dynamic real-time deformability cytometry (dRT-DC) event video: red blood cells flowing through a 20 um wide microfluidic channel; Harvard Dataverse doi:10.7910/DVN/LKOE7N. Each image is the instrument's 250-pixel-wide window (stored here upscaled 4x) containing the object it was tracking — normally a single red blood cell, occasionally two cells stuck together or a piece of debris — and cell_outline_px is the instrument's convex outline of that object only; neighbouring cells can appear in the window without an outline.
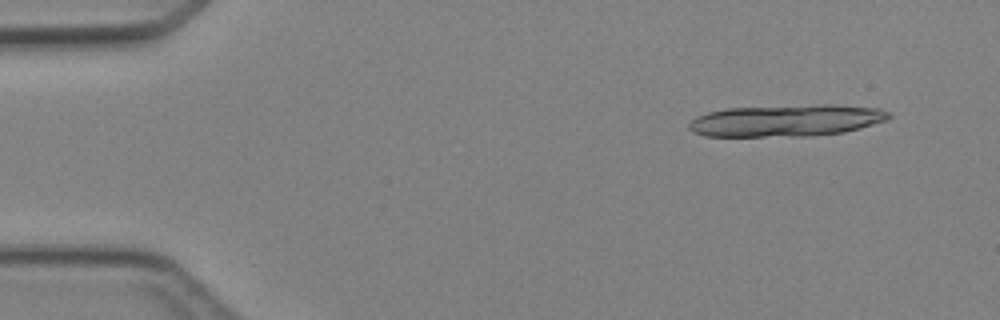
{"species": "Egyptian fruit bat (a non-hibernating species)", "species_latin": "Rousettus aegyptiacus", "temperature_condition": "cold", "stored_images_in_passage": 4, "camera_frame_rate_fps": 3000, "um_per_image_px": 0.085, "animal": {"sex": "female"}, "frame": {"image": 1, "passage_image": 2, "time_ms": 1.0, "image_size_px": [1000, 320], "cell_outline_px": [[892, 116], [888, 120], [860, 128], [844, 132], [812, 136], [704, 136], [692, 132], [688, 128], [688, 124], [696, 116], [708, 112], [728, 108], [820, 104], [832, 104], [880, 108], [888, 112]], "centroid_in_image_um": [66.85, 10.24], "position_along_channel_um": 18.1, "area_um2": 37.4}}
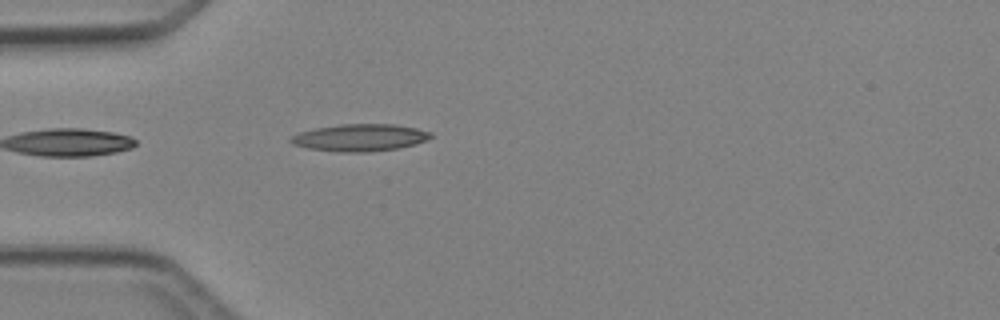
{"frame": {"image": 2, "passage_image": 4, "time_ms": 4.333, "image_size_px": [1000, 320], "cell_outline_px": [[432, 136], [428, 140], [416, 144], [400, 148], [368, 152], [340, 152], [308, 148], [292, 144], [288, 140], [292, 136], [300, 132], [316, 128], [340, 124], [392, 124], [416, 128], [432, 132]], "centroid_in_image_um": [30.62, 11.7], "position_along_channel_um": 54.4, "area_um2": 22.2}}